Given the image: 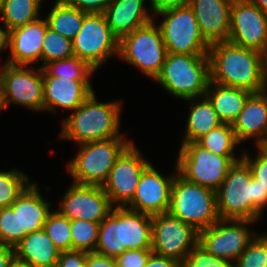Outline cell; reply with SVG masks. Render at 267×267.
Here are the masks:
<instances>
[{
    "label": "cell",
    "mask_w": 267,
    "mask_h": 267,
    "mask_svg": "<svg viewBox=\"0 0 267 267\" xmlns=\"http://www.w3.org/2000/svg\"><path fill=\"white\" fill-rule=\"evenodd\" d=\"M208 57L211 82L251 93L265 89L266 55L263 52L223 41L210 44Z\"/></svg>",
    "instance_id": "6da1fadb"
},
{
    "label": "cell",
    "mask_w": 267,
    "mask_h": 267,
    "mask_svg": "<svg viewBox=\"0 0 267 267\" xmlns=\"http://www.w3.org/2000/svg\"><path fill=\"white\" fill-rule=\"evenodd\" d=\"M216 201L220 219L257 222L267 208V188L253 178L250 167L241 159L216 190Z\"/></svg>",
    "instance_id": "7a4b0ae2"
},
{
    "label": "cell",
    "mask_w": 267,
    "mask_h": 267,
    "mask_svg": "<svg viewBox=\"0 0 267 267\" xmlns=\"http://www.w3.org/2000/svg\"><path fill=\"white\" fill-rule=\"evenodd\" d=\"M122 102L98 101L95 91L63 119L60 138L81 145L97 140L124 138L120 133Z\"/></svg>",
    "instance_id": "3957f363"
},
{
    "label": "cell",
    "mask_w": 267,
    "mask_h": 267,
    "mask_svg": "<svg viewBox=\"0 0 267 267\" xmlns=\"http://www.w3.org/2000/svg\"><path fill=\"white\" fill-rule=\"evenodd\" d=\"M155 81L175 98L203 97L210 82L208 55L167 53Z\"/></svg>",
    "instance_id": "277c9868"
},
{
    "label": "cell",
    "mask_w": 267,
    "mask_h": 267,
    "mask_svg": "<svg viewBox=\"0 0 267 267\" xmlns=\"http://www.w3.org/2000/svg\"><path fill=\"white\" fill-rule=\"evenodd\" d=\"M127 138H112L84 143L67 164L73 182L103 186L121 154L132 144Z\"/></svg>",
    "instance_id": "5b68a950"
},
{
    "label": "cell",
    "mask_w": 267,
    "mask_h": 267,
    "mask_svg": "<svg viewBox=\"0 0 267 267\" xmlns=\"http://www.w3.org/2000/svg\"><path fill=\"white\" fill-rule=\"evenodd\" d=\"M168 212L197 231L212 226L220 219L216 191L189 182L178 173L172 183Z\"/></svg>",
    "instance_id": "8992f818"
},
{
    "label": "cell",
    "mask_w": 267,
    "mask_h": 267,
    "mask_svg": "<svg viewBox=\"0 0 267 267\" xmlns=\"http://www.w3.org/2000/svg\"><path fill=\"white\" fill-rule=\"evenodd\" d=\"M241 159L242 156H220L197 142H189L181 145L175 167L187 181L216 191L229 169Z\"/></svg>",
    "instance_id": "52a82bcc"
},
{
    "label": "cell",
    "mask_w": 267,
    "mask_h": 267,
    "mask_svg": "<svg viewBox=\"0 0 267 267\" xmlns=\"http://www.w3.org/2000/svg\"><path fill=\"white\" fill-rule=\"evenodd\" d=\"M156 24L153 20L122 37L118 54L119 58L153 80L161 72L167 55L161 30Z\"/></svg>",
    "instance_id": "ba28073f"
},
{
    "label": "cell",
    "mask_w": 267,
    "mask_h": 267,
    "mask_svg": "<svg viewBox=\"0 0 267 267\" xmlns=\"http://www.w3.org/2000/svg\"><path fill=\"white\" fill-rule=\"evenodd\" d=\"M158 25L167 53L208 55L210 44L203 38L193 9L188 6L162 11Z\"/></svg>",
    "instance_id": "9c48e42d"
},
{
    "label": "cell",
    "mask_w": 267,
    "mask_h": 267,
    "mask_svg": "<svg viewBox=\"0 0 267 267\" xmlns=\"http://www.w3.org/2000/svg\"><path fill=\"white\" fill-rule=\"evenodd\" d=\"M73 41L74 56L94 70L119 54V39L113 34L103 13L87 14Z\"/></svg>",
    "instance_id": "30bf717a"
},
{
    "label": "cell",
    "mask_w": 267,
    "mask_h": 267,
    "mask_svg": "<svg viewBox=\"0 0 267 267\" xmlns=\"http://www.w3.org/2000/svg\"><path fill=\"white\" fill-rule=\"evenodd\" d=\"M12 65L0 66V87L5 108L22 105L35 112H43L42 68Z\"/></svg>",
    "instance_id": "8fae6325"
},
{
    "label": "cell",
    "mask_w": 267,
    "mask_h": 267,
    "mask_svg": "<svg viewBox=\"0 0 267 267\" xmlns=\"http://www.w3.org/2000/svg\"><path fill=\"white\" fill-rule=\"evenodd\" d=\"M254 223L257 222L219 219L212 226L199 231L198 245L207 253L234 263L257 234L249 229V225Z\"/></svg>",
    "instance_id": "7c38bea8"
},
{
    "label": "cell",
    "mask_w": 267,
    "mask_h": 267,
    "mask_svg": "<svg viewBox=\"0 0 267 267\" xmlns=\"http://www.w3.org/2000/svg\"><path fill=\"white\" fill-rule=\"evenodd\" d=\"M199 231L169 212L152 216V252L183 264L187 254L198 245Z\"/></svg>",
    "instance_id": "4fadbf2b"
},
{
    "label": "cell",
    "mask_w": 267,
    "mask_h": 267,
    "mask_svg": "<svg viewBox=\"0 0 267 267\" xmlns=\"http://www.w3.org/2000/svg\"><path fill=\"white\" fill-rule=\"evenodd\" d=\"M133 142L117 159L102 186L114 207H125L134 197L142 173L151 164Z\"/></svg>",
    "instance_id": "5bb4252c"
},
{
    "label": "cell",
    "mask_w": 267,
    "mask_h": 267,
    "mask_svg": "<svg viewBox=\"0 0 267 267\" xmlns=\"http://www.w3.org/2000/svg\"><path fill=\"white\" fill-rule=\"evenodd\" d=\"M228 41L267 54V14L250 0H233Z\"/></svg>",
    "instance_id": "9a60e30c"
},
{
    "label": "cell",
    "mask_w": 267,
    "mask_h": 267,
    "mask_svg": "<svg viewBox=\"0 0 267 267\" xmlns=\"http://www.w3.org/2000/svg\"><path fill=\"white\" fill-rule=\"evenodd\" d=\"M58 211L70 220L101 223L114 207L102 186L74 183L66 189Z\"/></svg>",
    "instance_id": "2e32d148"
},
{
    "label": "cell",
    "mask_w": 267,
    "mask_h": 267,
    "mask_svg": "<svg viewBox=\"0 0 267 267\" xmlns=\"http://www.w3.org/2000/svg\"><path fill=\"white\" fill-rule=\"evenodd\" d=\"M175 171L165 176L150 164L142 173L134 197L125 207L151 216L168 212L177 167Z\"/></svg>",
    "instance_id": "e0dca14e"
},
{
    "label": "cell",
    "mask_w": 267,
    "mask_h": 267,
    "mask_svg": "<svg viewBox=\"0 0 267 267\" xmlns=\"http://www.w3.org/2000/svg\"><path fill=\"white\" fill-rule=\"evenodd\" d=\"M47 28L45 18H39L8 31L7 49L10 50V54L5 62L12 65L31 66L42 61V45Z\"/></svg>",
    "instance_id": "ac0fdd59"
},
{
    "label": "cell",
    "mask_w": 267,
    "mask_h": 267,
    "mask_svg": "<svg viewBox=\"0 0 267 267\" xmlns=\"http://www.w3.org/2000/svg\"><path fill=\"white\" fill-rule=\"evenodd\" d=\"M43 78V111L56 113L57 108L75 111L95 90L90 80L60 77Z\"/></svg>",
    "instance_id": "d6986e66"
},
{
    "label": "cell",
    "mask_w": 267,
    "mask_h": 267,
    "mask_svg": "<svg viewBox=\"0 0 267 267\" xmlns=\"http://www.w3.org/2000/svg\"><path fill=\"white\" fill-rule=\"evenodd\" d=\"M233 0H191L203 38L209 43L228 41Z\"/></svg>",
    "instance_id": "ffe728a7"
},
{
    "label": "cell",
    "mask_w": 267,
    "mask_h": 267,
    "mask_svg": "<svg viewBox=\"0 0 267 267\" xmlns=\"http://www.w3.org/2000/svg\"><path fill=\"white\" fill-rule=\"evenodd\" d=\"M52 203L44 199L38 185L33 181L12 203L11 207L18 214L19 242L32 232L43 229Z\"/></svg>",
    "instance_id": "44dd1931"
},
{
    "label": "cell",
    "mask_w": 267,
    "mask_h": 267,
    "mask_svg": "<svg viewBox=\"0 0 267 267\" xmlns=\"http://www.w3.org/2000/svg\"><path fill=\"white\" fill-rule=\"evenodd\" d=\"M146 1L113 0L105 9L103 14L107 24L119 40L154 20V15L145 6Z\"/></svg>",
    "instance_id": "7402d4cb"
},
{
    "label": "cell",
    "mask_w": 267,
    "mask_h": 267,
    "mask_svg": "<svg viewBox=\"0 0 267 267\" xmlns=\"http://www.w3.org/2000/svg\"><path fill=\"white\" fill-rule=\"evenodd\" d=\"M232 127L240 144L255 138L257 145L267 137V95L264 91L250 94Z\"/></svg>",
    "instance_id": "603a6c76"
},
{
    "label": "cell",
    "mask_w": 267,
    "mask_h": 267,
    "mask_svg": "<svg viewBox=\"0 0 267 267\" xmlns=\"http://www.w3.org/2000/svg\"><path fill=\"white\" fill-rule=\"evenodd\" d=\"M13 249L15 259L30 267H56L61 254L44 229L27 234Z\"/></svg>",
    "instance_id": "cb8c5ba5"
},
{
    "label": "cell",
    "mask_w": 267,
    "mask_h": 267,
    "mask_svg": "<svg viewBox=\"0 0 267 267\" xmlns=\"http://www.w3.org/2000/svg\"><path fill=\"white\" fill-rule=\"evenodd\" d=\"M251 92L209 82L205 96L212 103L222 123L233 124Z\"/></svg>",
    "instance_id": "d4e9b609"
},
{
    "label": "cell",
    "mask_w": 267,
    "mask_h": 267,
    "mask_svg": "<svg viewBox=\"0 0 267 267\" xmlns=\"http://www.w3.org/2000/svg\"><path fill=\"white\" fill-rule=\"evenodd\" d=\"M198 100V101H197ZM191 104L186 129L181 145L197 142L206 133L222 124L212 103L206 96L184 100Z\"/></svg>",
    "instance_id": "484cf974"
},
{
    "label": "cell",
    "mask_w": 267,
    "mask_h": 267,
    "mask_svg": "<svg viewBox=\"0 0 267 267\" xmlns=\"http://www.w3.org/2000/svg\"><path fill=\"white\" fill-rule=\"evenodd\" d=\"M122 246L126 250L152 248V216L122 207Z\"/></svg>",
    "instance_id": "4316f807"
},
{
    "label": "cell",
    "mask_w": 267,
    "mask_h": 267,
    "mask_svg": "<svg viewBox=\"0 0 267 267\" xmlns=\"http://www.w3.org/2000/svg\"><path fill=\"white\" fill-rule=\"evenodd\" d=\"M125 251L122 246V207H113L100 223L95 253L117 257Z\"/></svg>",
    "instance_id": "83f0119b"
},
{
    "label": "cell",
    "mask_w": 267,
    "mask_h": 267,
    "mask_svg": "<svg viewBox=\"0 0 267 267\" xmlns=\"http://www.w3.org/2000/svg\"><path fill=\"white\" fill-rule=\"evenodd\" d=\"M45 18L48 28L73 40L82 27L87 13L70 6L65 0H56Z\"/></svg>",
    "instance_id": "f1b7e54d"
},
{
    "label": "cell",
    "mask_w": 267,
    "mask_h": 267,
    "mask_svg": "<svg viewBox=\"0 0 267 267\" xmlns=\"http://www.w3.org/2000/svg\"><path fill=\"white\" fill-rule=\"evenodd\" d=\"M43 0H3L0 19L10 31L39 19Z\"/></svg>",
    "instance_id": "f546056e"
},
{
    "label": "cell",
    "mask_w": 267,
    "mask_h": 267,
    "mask_svg": "<svg viewBox=\"0 0 267 267\" xmlns=\"http://www.w3.org/2000/svg\"><path fill=\"white\" fill-rule=\"evenodd\" d=\"M96 72L87 62L72 56L47 63L42 68V77H60L71 80H90Z\"/></svg>",
    "instance_id": "4dcf8cb0"
},
{
    "label": "cell",
    "mask_w": 267,
    "mask_h": 267,
    "mask_svg": "<svg viewBox=\"0 0 267 267\" xmlns=\"http://www.w3.org/2000/svg\"><path fill=\"white\" fill-rule=\"evenodd\" d=\"M197 143L220 156H235L233 152L240 143L235 137L232 124L222 123L201 137Z\"/></svg>",
    "instance_id": "1f68e13d"
},
{
    "label": "cell",
    "mask_w": 267,
    "mask_h": 267,
    "mask_svg": "<svg viewBox=\"0 0 267 267\" xmlns=\"http://www.w3.org/2000/svg\"><path fill=\"white\" fill-rule=\"evenodd\" d=\"M28 175L17 169L0 171V209L12 203L31 184Z\"/></svg>",
    "instance_id": "d6a6232c"
},
{
    "label": "cell",
    "mask_w": 267,
    "mask_h": 267,
    "mask_svg": "<svg viewBox=\"0 0 267 267\" xmlns=\"http://www.w3.org/2000/svg\"><path fill=\"white\" fill-rule=\"evenodd\" d=\"M43 229L61 251H72L71 220L58 210L51 211Z\"/></svg>",
    "instance_id": "836d02e7"
},
{
    "label": "cell",
    "mask_w": 267,
    "mask_h": 267,
    "mask_svg": "<svg viewBox=\"0 0 267 267\" xmlns=\"http://www.w3.org/2000/svg\"><path fill=\"white\" fill-rule=\"evenodd\" d=\"M72 56H74L73 41L47 28L42 45L43 64L41 68L52 61Z\"/></svg>",
    "instance_id": "e575fe53"
},
{
    "label": "cell",
    "mask_w": 267,
    "mask_h": 267,
    "mask_svg": "<svg viewBox=\"0 0 267 267\" xmlns=\"http://www.w3.org/2000/svg\"><path fill=\"white\" fill-rule=\"evenodd\" d=\"M100 223L82 219L71 220L72 250L95 252Z\"/></svg>",
    "instance_id": "d590c367"
},
{
    "label": "cell",
    "mask_w": 267,
    "mask_h": 267,
    "mask_svg": "<svg viewBox=\"0 0 267 267\" xmlns=\"http://www.w3.org/2000/svg\"><path fill=\"white\" fill-rule=\"evenodd\" d=\"M234 267H267V232L255 235Z\"/></svg>",
    "instance_id": "8d00e7d4"
},
{
    "label": "cell",
    "mask_w": 267,
    "mask_h": 267,
    "mask_svg": "<svg viewBox=\"0 0 267 267\" xmlns=\"http://www.w3.org/2000/svg\"><path fill=\"white\" fill-rule=\"evenodd\" d=\"M0 243L15 247L19 243V222L11 206L0 209Z\"/></svg>",
    "instance_id": "74e56055"
},
{
    "label": "cell",
    "mask_w": 267,
    "mask_h": 267,
    "mask_svg": "<svg viewBox=\"0 0 267 267\" xmlns=\"http://www.w3.org/2000/svg\"><path fill=\"white\" fill-rule=\"evenodd\" d=\"M182 267H234V263L215 257L197 245L187 254Z\"/></svg>",
    "instance_id": "f35d334b"
},
{
    "label": "cell",
    "mask_w": 267,
    "mask_h": 267,
    "mask_svg": "<svg viewBox=\"0 0 267 267\" xmlns=\"http://www.w3.org/2000/svg\"><path fill=\"white\" fill-rule=\"evenodd\" d=\"M151 249L126 250L115 257L117 267H145L147 260L152 254Z\"/></svg>",
    "instance_id": "ab89813d"
},
{
    "label": "cell",
    "mask_w": 267,
    "mask_h": 267,
    "mask_svg": "<svg viewBox=\"0 0 267 267\" xmlns=\"http://www.w3.org/2000/svg\"><path fill=\"white\" fill-rule=\"evenodd\" d=\"M255 158L253 159L246 150L242 151V159L248 164L250 167L252 176L254 179L259 181V184L263 185L267 188V157L262 154L259 150L257 154H255Z\"/></svg>",
    "instance_id": "60d3db41"
},
{
    "label": "cell",
    "mask_w": 267,
    "mask_h": 267,
    "mask_svg": "<svg viewBox=\"0 0 267 267\" xmlns=\"http://www.w3.org/2000/svg\"><path fill=\"white\" fill-rule=\"evenodd\" d=\"M70 6L87 14L104 13L113 0H65Z\"/></svg>",
    "instance_id": "b9f144b4"
},
{
    "label": "cell",
    "mask_w": 267,
    "mask_h": 267,
    "mask_svg": "<svg viewBox=\"0 0 267 267\" xmlns=\"http://www.w3.org/2000/svg\"><path fill=\"white\" fill-rule=\"evenodd\" d=\"M86 251H61L56 267H85Z\"/></svg>",
    "instance_id": "7bdbcfd3"
},
{
    "label": "cell",
    "mask_w": 267,
    "mask_h": 267,
    "mask_svg": "<svg viewBox=\"0 0 267 267\" xmlns=\"http://www.w3.org/2000/svg\"><path fill=\"white\" fill-rule=\"evenodd\" d=\"M150 11L156 15L162 11L173 9L176 7L188 6L191 0H149Z\"/></svg>",
    "instance_id": "ee69618b"
},
{
    "label": "cell",
    "mask_w": 267,
    "mask_h": 267,
    "mask_svg": "<svg viewBox=\"0 0 267 267\" xmlns=\"http://www.w3.org/2000/svg\"><path fill=\"white\" fill-rule=\"evenodd\" d=\"M85 267H117L114 257L87 252Z\"/></svg>",
    "instance_id": "f6af8a7d"
},
{
    "label": "cell",
    "mask_w": 267,
    "mask_h": 267,
    "mask_svg": "<svg viewBox=\"0 0 267 267\" xmlns=\"http://www.w3.org/2000/svg\"><path fill=\"white\" fill-rule=\"evenodd\" d=\"M145 267H182V264L176 259L161 257L152 253L147 260Z\"/></svg>",
    "instance_id": "bcb514c9"
},
{
    "label": "cell",
    "mask_w": 267,
    "mask_h": 267,
    "mask_svg": "<svg viewBox=\"0 0 267 267\" xmlns=\"http://www.w3.org/2000/svg\"><path fill=\"white\" fill-rule=\"evenodd\" d=\"M14 259L13 247L0 243V267H9Z\"/></svg>",
    "instance_id": "7dc6e473"
},
{
    "label": "cell",
    "mask_w": 267,
    "mask_h": 267,
    "mask_svg": "<svg viewBox=\"0 0 267 267\" xmlns=\"http://www.w3.org/2000/svg\"><path fill=\"white\" fill-rule=\"evenodd\" d=\"M3 26H0V53L1 51H4L7 49V42H8V32L6 31V28H1Z\"/></svg>",
    "instance_id": "c3c4849f"
},
{
    "label": "cell",
    "mask_w": 267,
    "mask_h": 267,
    "mask_svg": "<svg viewBox=\"0 0 267 267\" xmlns=\"http://www.w3.org/2000/svg\"><path fill=\"white\" fill-rule=\"evenodd\" d=\"M257 150H259L262 154H264L267 157V137L261 140L256 145Z\"/></svg>",
    "instance_id": "681fc988"
},
{
    "label": "cell",
    "mask_w": 267,
    "mask_h": 267,
    "mask_svg": "<svg viewBox=\"0 0 267 267\" xmlns=\"http://www.w3.org/2000/svg\"><path fill=\"white\" fill-rule=\"evenodd\" d=\"M256 6H258L264 13L267 14V0H250Z\"/></svg>",
    "instance_id": "f907efd6"
},
{
    "label": "cell",
    "mask_w": 267,
    "mask_h": 267,
    "mask_svg": "<svg viewBox=\"0 0 267 267\" xmlns=\"http://www.w3.org/2000/svg\"><path fill=\"white\" fill-rule=\"evenodd\" d=\"M9 267H30V266L14 259L12 263L9 265Z\"/></svg>",
    "instance_id": "816d5d0a"
},
{
    "label": "cell",
    "mask_w": 267,
    "mask_h": 267,
    "mask_svg": "<svg viewBox=\"0 0 267 267\" xmlns=\"http://www.w3.org/2000/svg\"><path fill=\"white\" fill-rule=\"evenodd\" d=\"M4 108H5V106H4V102H3L2 90L0 87V112H2V110H4Z\"/></svg>",
    "instance_id": "f5cc1de1"
},
{
    "label": "cell",
    "mask_w": 267,
    "mask_h": 267,
    "mask_svg": "<svg viewBox=\"0 0 267 267\" xmlns=\"http://www.w3.org/2000/svg\"><path fill=\"white\" fill-rule=\"evenodd\" d=\"M266 81H267V54H266Z\"/></svg>",
    "instance_id": "db71d44e"
},
{
    "label": "cell",
    "mask_w": 267,
    "mask_h": 267,
    "mask_svg": "<svg viewBox=\"0 0 267 267\" xmlns=\"http://www.w3.org/2000/svg\"><path fill=\"white\" fill-rule=\"evenodd\" d=\"M2 4H3V0H0V13H1V10H2Z\"/></svg>",
    "instance_id": "11a10c76"
},
{
    "label": "cell",
    "mask_w": 267,
    "mask_h": 267,
    "mask_svg": "<svg viewBox=\"0 0 267 267\" xmlns=\"http://www.w3.org/2000/svg\"><path fill=\"white\" fill-rule=\"evenodd\" d=\"M265 93H266V95H267V83H266V85H265V89L263 90Z\"/></svg>",
    "instance_id": "9f6ffc18"
}]
</instances>
